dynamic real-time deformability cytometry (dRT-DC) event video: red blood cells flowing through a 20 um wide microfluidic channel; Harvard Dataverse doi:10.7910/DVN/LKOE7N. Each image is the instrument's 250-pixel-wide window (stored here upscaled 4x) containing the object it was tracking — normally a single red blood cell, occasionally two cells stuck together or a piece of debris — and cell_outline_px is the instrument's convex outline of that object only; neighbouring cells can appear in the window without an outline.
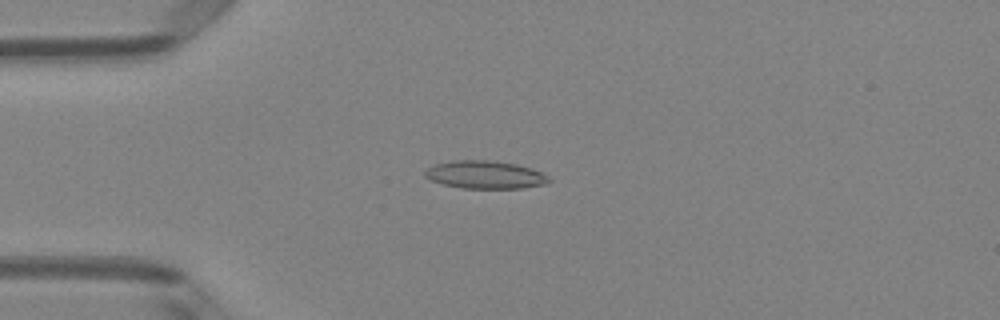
{"species": "Egyptian fruit bat (a non-hibernating species)", "species_latin": "Rousettus aegyptiacus", "temperature_condition": "room temperature", "stored_images_in_passage": 6, "camera_frame_rate_fps": 3000, "um_per_image_px": 0.085, "animal": {"sex": "female"}, "frame": {"image": 1, "passage_image": 3, "time_ms": 0.667, "image_size_px": [1000, 320], "cell_outline_px": [[552, 180], [548, 184], [520, 188], [464, 188], [444, 184], [432, 180], [424, 176], [424, 172], [428, 168], [436, 164], [452, 160], [492, 160], [516, 164], [532, 168], [548, 176]], "centroid_in_image_um": [41.27, 14.85], "position_along_channel_um": 43.7, "area_um2": 20.11}}
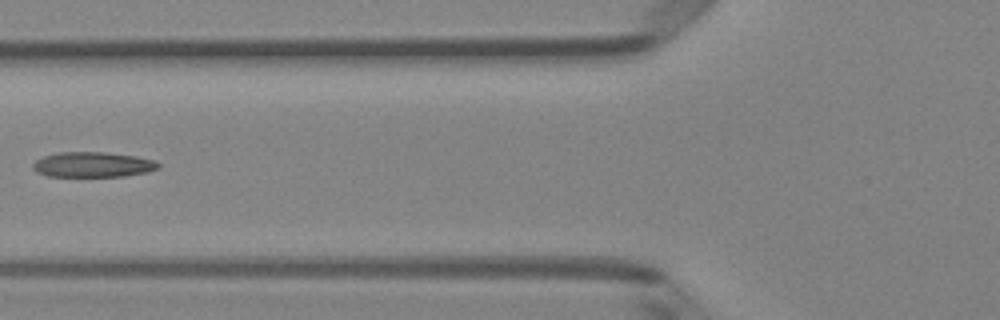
{"frame": {"image": 2, "passage_image": 5, "time_ms": 1.333, "image_size_px": [1000, 320], "cell_outline_px": [[160, 168], [148, 172], [124, 176], [48, 176], [36, 172], [32, 168], [32, 164], [36, 160], [44, 156], [60, 152], [104, 152], [136, 156], [156, 160], [160, 164]], "centroid_in_image_um": [7.92, 13.99], "position_along_channel_um": 117.9, "area_um2": 18.5}}
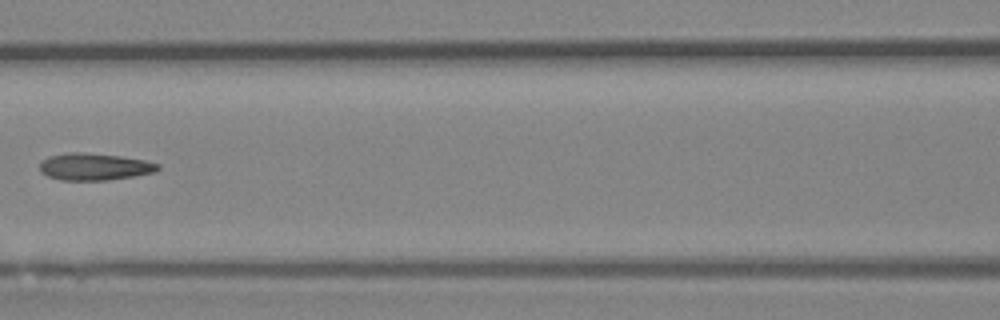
{"frame": {"image": 3, "passage_image": 6, "time_ms": 1.667, "image_size_px": [1000, 320], "cell_outline_px": [[160, 168], [156, 172], [108, 180], [60, 180], [48, 176], [40, 172], [40, 160], [48, 156], [64, 152], [84, 152], [120, 156], [144, 160], [160, 164]], "centroid_in_image_um": [7.99, 14.16], "position_along_channel_um": 158.6, "area_um2": 18.79}}